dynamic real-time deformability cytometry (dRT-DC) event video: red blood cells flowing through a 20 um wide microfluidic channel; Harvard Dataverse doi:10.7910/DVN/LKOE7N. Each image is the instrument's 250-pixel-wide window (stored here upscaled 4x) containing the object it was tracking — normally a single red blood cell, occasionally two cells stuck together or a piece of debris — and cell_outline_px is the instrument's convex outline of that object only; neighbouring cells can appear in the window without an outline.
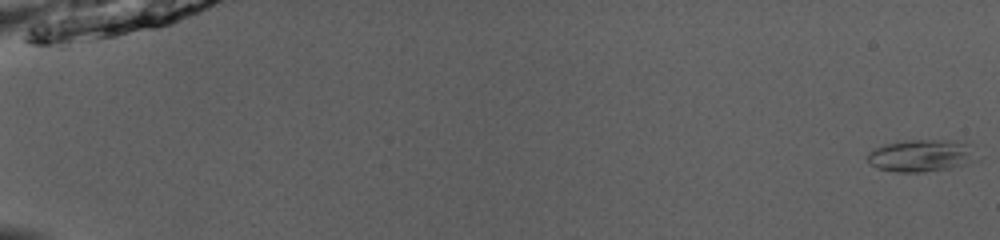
{"species": "common noctule bat (a hibernating species)", "species_latin": "Nyctalus noctula", "temperature_condition": "room temperature", "stored_images_in_passage": 52, "camera_frame_rate_fps": 3000, "um_per_image_px": 0.085, "animal": {"sex": "male", "body_mass_g": 13.0, "forearm_length_mm": 53.1}, "frame": {"image": 1, "passage_image": 1, "time_ms": 0.0, "image_size_px": [1000, 240], "cell_outline_px": [[980, 160], [948, 168], [924, 172], [896, 172], [876, 168], [868, 164], [868, 152], [884, 144], [904, 140], [972, 140]], "centroid_in_image_um": [78.42, 13.2], "position_along_channel_um": 6.6, "area_um2": 21.27}}
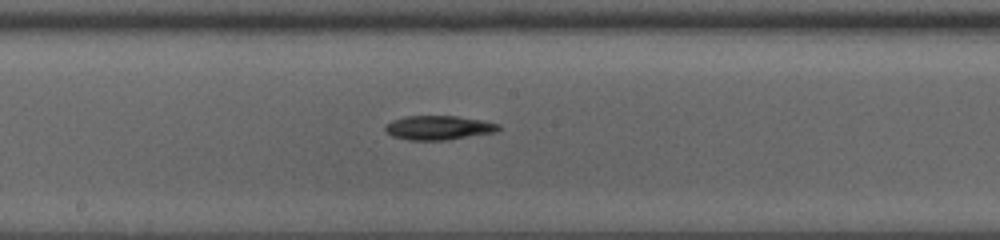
{"frame": {"image": 2, "passage_image": 30, "time_ms": 9.667, "image_size_px": [1000, 240], "cell_outline_px": [[500, 128], [496, 132], [448, 140], [408, 140], [392, 136], [384, 132], [384, 128], [392, 120], [404, 116], [456, 116], [484, 120], [500, 124]], "centroid_in_image_um": [37.28, 10.86], "position_along_channel_um": 210.9, "area_um2": 16.13}}
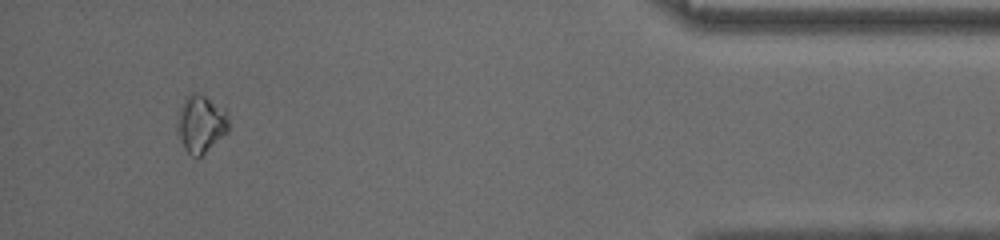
{"frame": {"image": 3, "passage_image": 49, "time_ms": 16.0, "image_size_px": [1000, 240], "cell_outline_px": [[228, 132], [200, 156], [192, 156], [184, 148], [176, 128], [176, 120], [180, 108], [184, 100], [188, 96], [196, 92], [204, 96], [224, 108], [228, 112]], "centroid_in_image_um": [17.07, 10.52], "position_along_channel_um": 418.1, "area_um2": 16.99}, "authors_computed_cell_mechanics": {"area_um2": 16.6175, "velocity_mm_per_s": 4.0501, "shape_relaxation_time_tau1_ms": 2.1528, "shape_relaxation_time_tau2_ms": null, "deformation_change_tau1": 0.0613, "deformation_change_tau2": null}}